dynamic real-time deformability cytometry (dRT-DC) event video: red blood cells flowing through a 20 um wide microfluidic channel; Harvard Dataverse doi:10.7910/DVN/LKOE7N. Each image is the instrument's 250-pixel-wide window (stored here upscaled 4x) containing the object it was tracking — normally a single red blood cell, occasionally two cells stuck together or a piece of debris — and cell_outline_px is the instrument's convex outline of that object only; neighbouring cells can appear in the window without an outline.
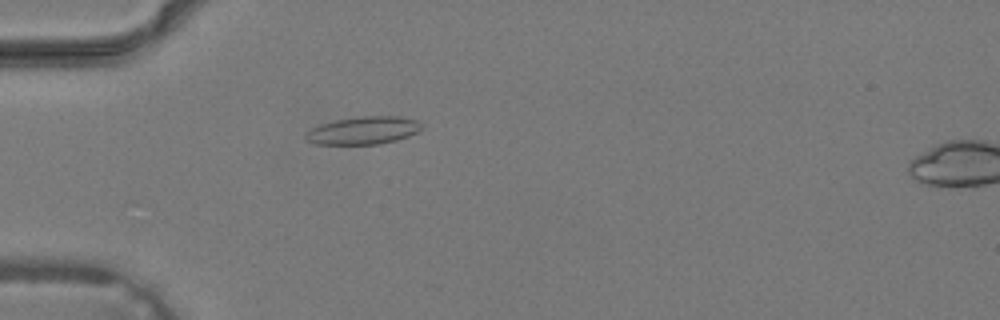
{"species": "common noctule bat (a hibernating species)", "species_latin": "Nyctalus noctula", "temperature_condition": "warm", "stored_images_in_passage": 29, "camera_frame_rate_fps": 3000, "um_per_image_px": 0.085, "animal": {"sex": "male", "body_mass_g": 19.2, "forearm_length_mm": 51.8}, "frame": {"image": 1, "passage_image": 4, "time_ms": 1.0, "image_size_px": [1000, 320], "cell_outline_px": [[424, 128], [408, 136], [396, 140], [380, 144], [316, 144], [304, 140], [304, 132], [320, 124], [336, 120], [360, 116], [400, 116], [416, 120]], "centroid_in_image_um": [30.85, 11.09], "position_along_channel_um": 54.2, "area_um2": 18.84}}
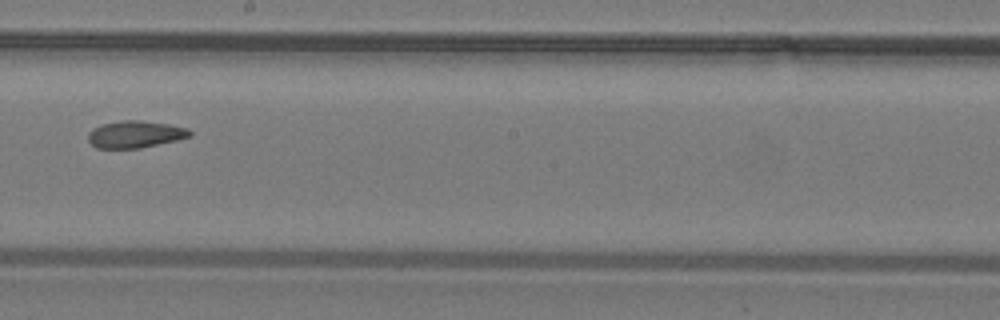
{"frame": {"image": 2, "passage_image": 15, "time_ms": 4.667, "image_size_px": [1000, 320], "cell_outline_px": [[192, 136], [176, 140], [140, 148], [96, 148], [88, 140], [88, 132], [92, 128], [100, 124], [120, 120], [140, 120], [168, 124], [188, 128], [192, 132]], "centroid_in_image_um": [11.47, 11.4], "position_along_channel_um": 236.7, "area_um2": 16.13}}
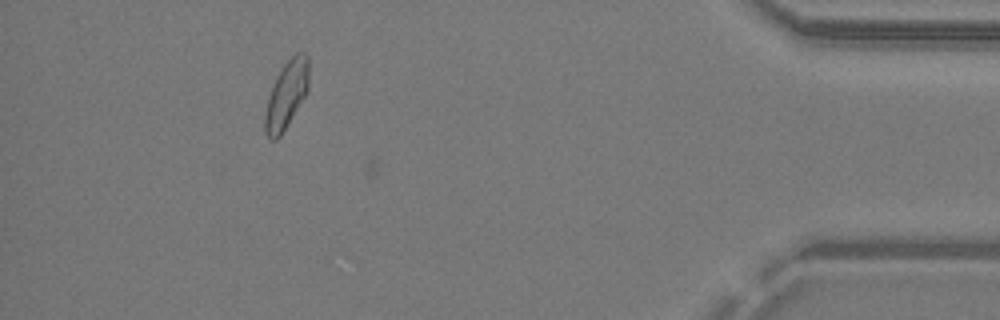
{"frame": {"image": 3, "passage_image": 28, "time_ms": 9.0, "image_size_px": [1000, 320], "cell_outline_px": [[308, 92], [280, 136], [276, 140], [272, 140], [264, 132], [264, 116], [268, 96], [276, 76], [284, 64], [296, 52], [304, 52], [308, 56]], "centroid_in_image_um": [24.34, 8.06], "position_along_channel_um": 410.9, "area_um2": 17.28}}